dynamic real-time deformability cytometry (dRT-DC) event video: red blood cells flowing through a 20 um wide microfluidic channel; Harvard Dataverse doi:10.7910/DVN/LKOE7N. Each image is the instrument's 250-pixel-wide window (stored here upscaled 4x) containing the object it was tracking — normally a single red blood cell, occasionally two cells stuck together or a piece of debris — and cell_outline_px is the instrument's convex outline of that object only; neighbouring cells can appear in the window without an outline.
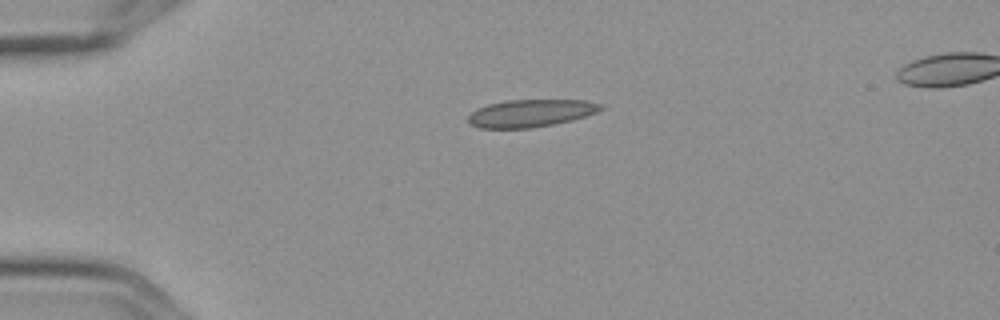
{"species": "Egyptian fruit bat (a non-hibernating species)", "species_latin": "Rousettus aegyptiacus", "temperature_condition": "cold", "stored_images_in_passage": 3, "camera_frame_rate_fps": 3000, "um_per_image_px": 0.085, "frame": {"image": 1, "passage_image": 1, "time_ms": 0.0, "image_size_px": [1000, 320], "cell_outline_px": [[604, 108], [596, 112], [572, 120], [532, 128], [480, 128], [468, 124], [468, 116], [476, 108], [488, 104], [508, 100], [588, 100], [604, 104]], "centroid_in_image_um": [45.11, 9.61], "position_along_channel_um": 39.9, "area_um2": 21.33}}